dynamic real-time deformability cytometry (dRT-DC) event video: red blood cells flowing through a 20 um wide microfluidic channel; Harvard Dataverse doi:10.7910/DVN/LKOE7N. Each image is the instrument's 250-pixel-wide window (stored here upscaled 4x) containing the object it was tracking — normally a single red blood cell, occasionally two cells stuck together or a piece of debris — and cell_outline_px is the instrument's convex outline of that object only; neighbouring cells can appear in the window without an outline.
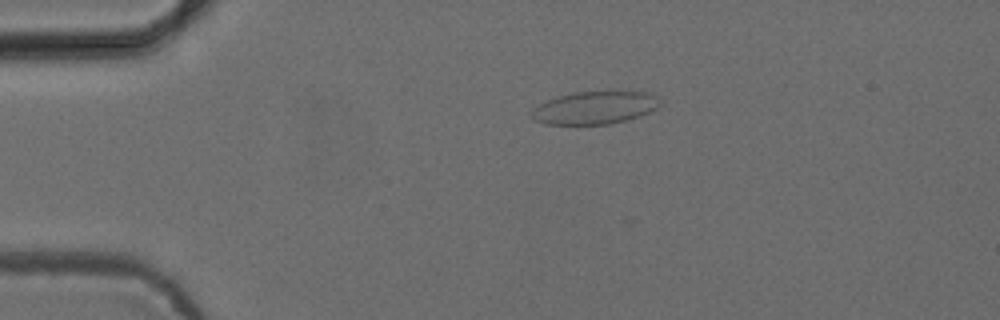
{"species": "common noctule bat (a hibernating species)", "species_latin": "Nyctalus noctula", "temperature_condition": "cold", "stored_images_in_passage": 43, "camera_frame_rate_fps": 3000, "um_per_image_px": 0.085, "animal": {"sex": "female", "body_mass_g": 24.6, "forearm_length_mm": 56.2}, "frame": {"image": 1, "passage_image": 1, "time_ms": 0.0, "image_size_px": [1000, 320], "cell_outline_px": [[660, 104], [656, 108], [648, 112], [628, 120], [608, 124], [544, 124], [536, 120], [532, 116], [532, 108], [548, 100], [560, 96], [576, 92], [644, 92], [656, 96]], "centroid_in_image_um": [50.54, 9.17], "position_along_channel_um": 34.5, "area_um2": 23.99}}
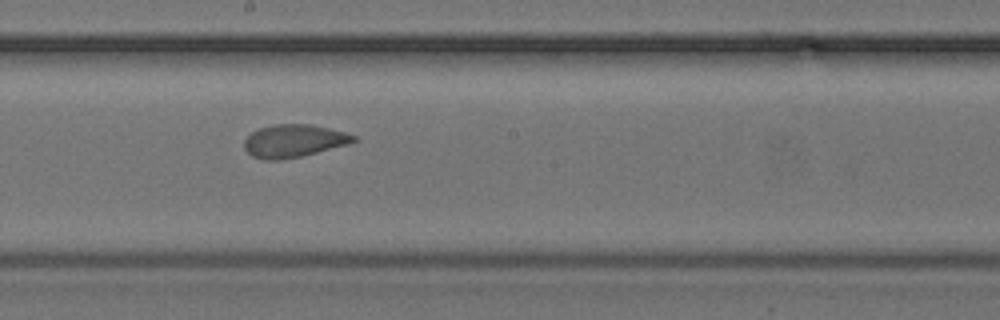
{"frame": {"image": 2, "passage_image": 19, "time_ms": 6.0, "image_size_px": [1000, 320], "cell_outline_px": [[360, 140], [348, 144], [300, 156], [280, 160], [264, 160], [252, 156], [244, 148], [244, 140], [252, 132], [260, 128], [272, 124], [312, 124], [344, 132], [356, 136]], "centroid_in_image_um": [24.97, 11.97], "position_along_channel_um": 223.2, "area_um2": 20.81}}
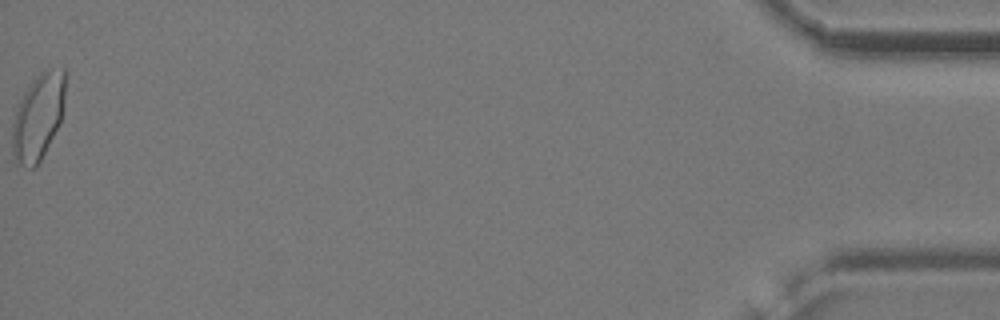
{"frame": {"image": 3, "passage_image": 43, "time_ms": 14.0, "image_size_px": [1000, 320], "cell_outline_px": [[64, 100], [60, 120], [36, 168], [28, 168], [20, 164], [12, 156], [12, 124], [20, 100], [24, 92], [32, 80], [44, 72], [64, 68]], "centroid_in_image_um": [3.2, 9.98], "position_along_channel_um": 432.0, "area_um2": 25.78}, "authors_computed_cell_mechanics": {"area_um2": 21.675, "velocity_mm_per_s": 3.8667, "shape_relaxation_time_tau1_ms": null, "shape_relaxation_time_tau2_ms": 1.2563, "deformation_change_tau1": null, "deformation_change_tau2": 0.0428}}